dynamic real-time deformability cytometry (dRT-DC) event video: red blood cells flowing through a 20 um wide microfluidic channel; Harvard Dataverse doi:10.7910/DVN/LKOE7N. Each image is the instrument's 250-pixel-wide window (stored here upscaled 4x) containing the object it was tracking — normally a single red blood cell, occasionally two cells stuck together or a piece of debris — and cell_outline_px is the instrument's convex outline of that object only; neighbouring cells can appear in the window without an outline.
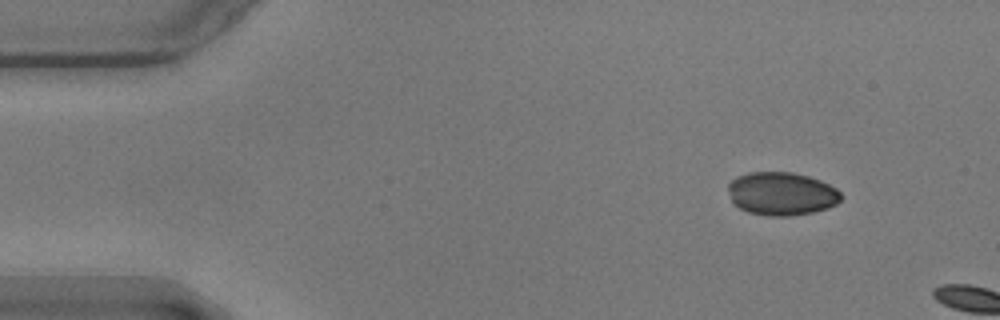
{"species": "common noctule bat (a hibernating species)", "species_latin": "Nyctalus noctula", "temperature_condition": "warm", "stored_images_in_passage": 4, "camera_frame_rate_fps": 3000, "um_per_image_px": 0.085, "animal": {"sex": "male", "body_mass_g": 17.9}, "frame": {"image": 1, "passage_image": 1, "time_ms": 0.0, "image_size_px": [1000, 320], "cell_outline_px": [[840, 200], [836, 204], [828, 208], [812, 212], [792, 216], [768, 216], [748, 212], [732, 204], [728, 188], [728, 184], [736, 176], [748, 172], [792, 172], [808, 176], [820, 180], [836, 188], [840, 192]], "centroid_in_image_um": [66.41, 16.46], "position_along_channel_um": 18.6, "area_um2": 28.55}}